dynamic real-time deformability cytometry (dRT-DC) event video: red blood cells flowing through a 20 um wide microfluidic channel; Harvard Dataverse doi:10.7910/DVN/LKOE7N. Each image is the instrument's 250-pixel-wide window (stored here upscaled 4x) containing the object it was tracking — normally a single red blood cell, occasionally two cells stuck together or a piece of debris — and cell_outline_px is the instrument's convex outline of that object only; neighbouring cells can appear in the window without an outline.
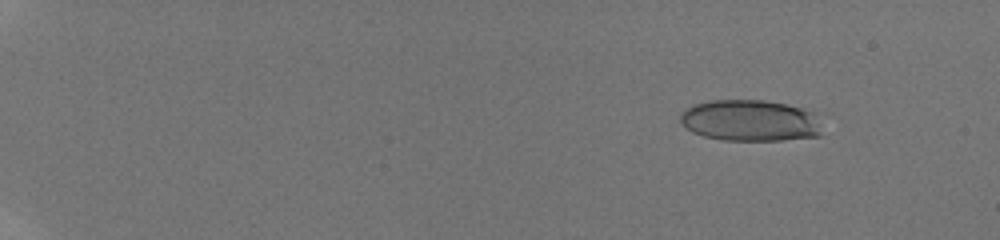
{"species": "human", "species_latin": "Homo sapiens", "temperature_condition": "room temperature", "stored_images_in_passage": 56, "camera_frame_rate_fps": 3000, "um_per_image_px": 0.085, "donor": {"sex": "male"}, "frame": {"image": 1, "passage_image": 8, "time_ms": 2.333, "image_size_px": [1000, 240], "cell_outline_px": [[824, 136], [780, 140], [720, 140], [704, 136], [692, 132], [680, 124], [680, 112], [684, 108], [692, 104], [708, 100], [764, 100], [784, 104], [800, 108], [812, 112], [820, 116]], "centroid_in_image_um": [63.77, 10.25], "position_along_channel_um": 21.2, "area_um2": 34.91}}
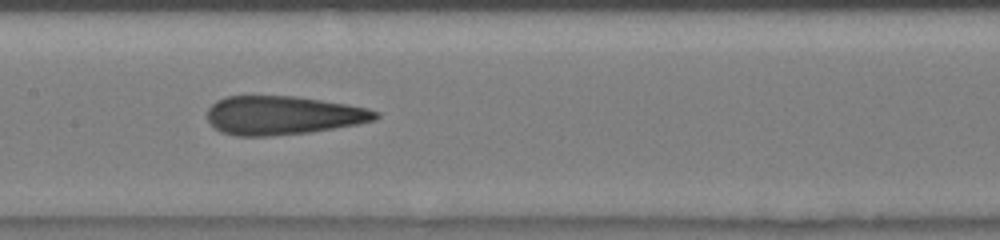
{"frame": {"image": 2, "passage_image": 33, "time_ms": 10.667, "image_size_px": [1000, 240], "cell_outline_px": [[380, 116], [376, 120], [356, 124], [308, 132], [268, 136], [236, 136], [220, 132], [208, 120], [208, 108], [216, 100], [224, 96], [296, 96], [348, 104], [368, 108], [380, 112]], "centroid_in_image_um": [24.05, 9.79], "position_along_channel_um": 183.4, "area_um2": 37.97}}
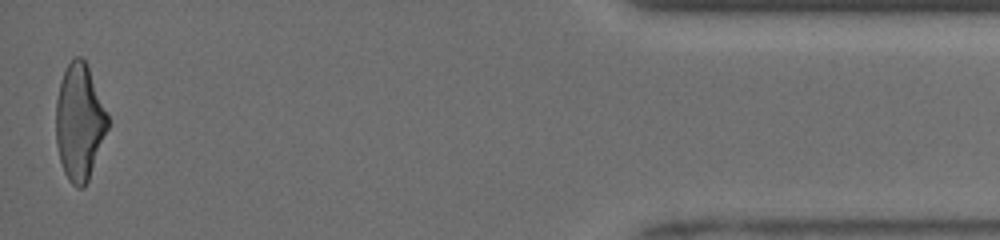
{"frame": {"image": 3, "passage_image": 56, "time_ms": 18.333, "image_size_px": [1000, 240], "cell_outline_px": [[108, 128], [88, 180], [84, 188], [76, 188], [68, 180], [64, 172], [60, 160], [56, 144], [56, 100], [60, 84], [64, 72], [68, 64], [76, 56], [80, 56], [84, 60], [88, 68], [108, 116]], "centroid_in_image_um": [6.74, 10.42], "position_along_channel_um": 428.5, "area_um2": 34.56}, "authors_computed_cell_mechanics": {"area_um2": 37.2521, "velocity_mm_per_s": 3.9943, "shape_relaxation_time_tau1_ms": null, "shape_relaxation_time_tau2_ms": 1.6115, "deformation_change_tau1": null, "deformation_change_tau2": 0.1254}}